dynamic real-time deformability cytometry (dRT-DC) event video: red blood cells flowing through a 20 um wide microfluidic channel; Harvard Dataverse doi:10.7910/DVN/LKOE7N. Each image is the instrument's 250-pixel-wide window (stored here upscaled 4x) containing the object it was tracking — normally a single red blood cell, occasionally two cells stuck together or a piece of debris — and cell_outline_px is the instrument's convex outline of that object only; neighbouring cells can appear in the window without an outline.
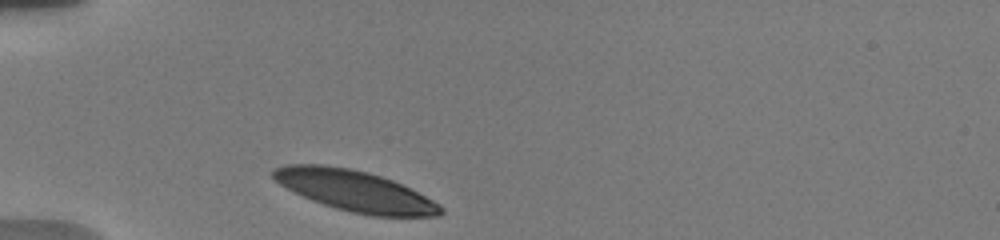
{"species": "human", "species_latin": "Homo sapiens", "temperature_condition": "warm", "stored_images_in_passage": 4, "camera_frame_rate_fps": 3000, "um_per_image_px": 0.085, "donor": {"sex": "male"}, "frame": {"image": 1, "passage_image": 1, "time_ms": 0.0, "image_size_px": [1000, 240], "cell_outline_px": [[444, 212], [440, 216], [372, 216], [352, 212], [336, 208], [312, 200], [280, 184], [272, 176], [272, 172], [276, 168], [284, 164], [320, 164], [348, 168], [368, 172], [392, 180], [440, 204], [444, 208]], "centroid_in_image_um": [30.19, 16.23], "position_along_channel_um": 54.8, "area_um2": 39.3}}
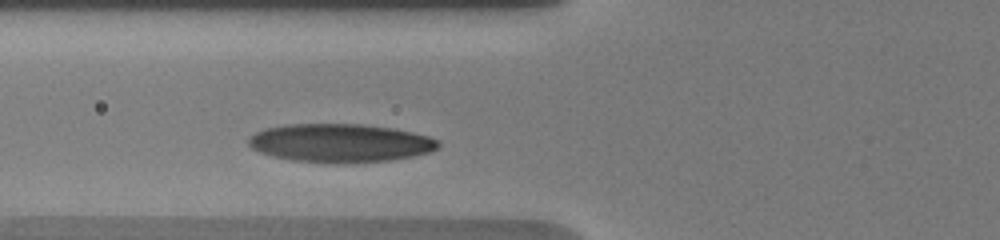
{"frame": {"image": 2, "passage_image": 4, "time_ms": 1.667, "image_size_px": [1000, 240], "cell_outline_px": [[440, 148], [432, 152], [412, 156], [388, 160], [336, 164], [292, 160], [272, 156], [260, 152], [252, 148], [248, 144], [248, 136], [264, 128], [284, 124], [360, 124], [392, 128], [412, 132], [428, 136], [440, 140]], "centroid_in_image_um": [28.91, 12.15], "position_along_channel_um": 96.9, "area_um2": 42.83}}